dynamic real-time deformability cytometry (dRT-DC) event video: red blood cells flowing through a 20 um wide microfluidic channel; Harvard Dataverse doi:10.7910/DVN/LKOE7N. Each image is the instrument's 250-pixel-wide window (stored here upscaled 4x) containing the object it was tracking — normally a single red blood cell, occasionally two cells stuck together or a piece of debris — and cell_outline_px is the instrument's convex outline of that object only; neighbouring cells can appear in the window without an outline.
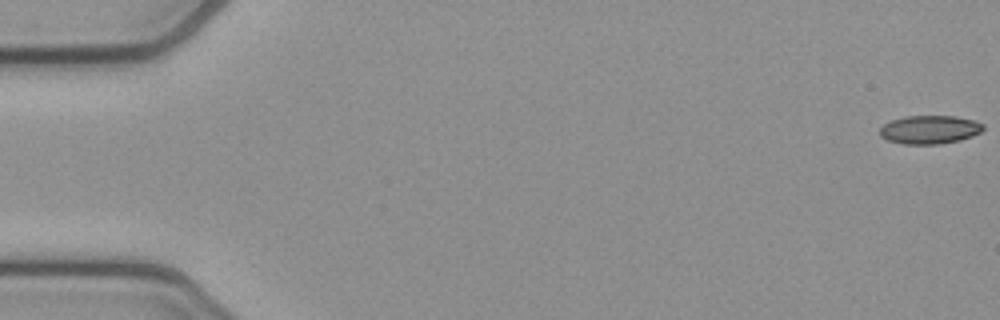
{"species": "common noctule bat (a hibernating species)", "species_latin": "Nyctalus noctula", "temperature_condition": "cold", "stored_images_in_passage": 14, "camera_frame_rate_fps": 3000, "um_per_image_px": 0.085, "animal": {"sex": "female", "body_mass_g": 21.9}, "frame": {"image": 1, "passage_image": 1, "time_ms": 0.0, "image_size_px": [1000, 320], "cell_outline_px": [[984, 128], [980, 132], [972, 136], [960, 140], [940, 144], [904, 144], [888, 140], [880, 136], [880, 128], [884, 124], [892, 120], [904, 116], [956, 116], [972, 120], [984, 124]], "centroid_in_image_um": [79.02, 11.02], "position_along_channel_um": 6.0, "area_um2": 17.11}}